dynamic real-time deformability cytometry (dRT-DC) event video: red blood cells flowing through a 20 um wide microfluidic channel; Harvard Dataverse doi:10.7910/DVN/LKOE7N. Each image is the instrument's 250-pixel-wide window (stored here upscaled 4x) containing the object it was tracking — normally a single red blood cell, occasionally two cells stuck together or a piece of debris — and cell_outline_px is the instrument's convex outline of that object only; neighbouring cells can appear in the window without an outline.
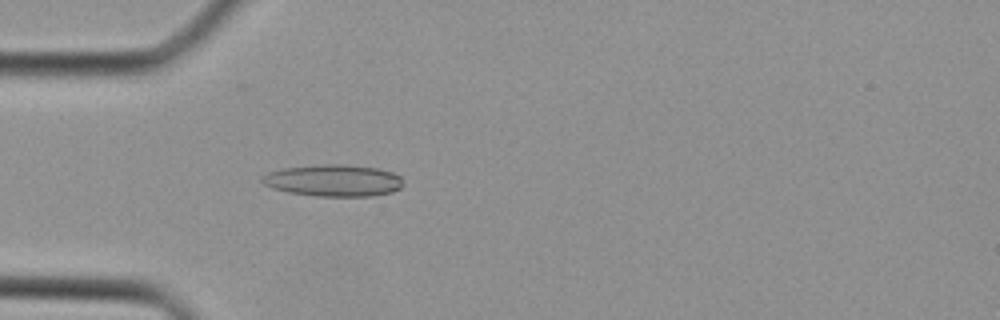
{"species": "Egyptian fruit bat (a non-hibernating species)", "species_latin": "Rousettus aegyptiacus", "temperature_condition": "cold", "stored_images_in_passage": 40, "camera_frame_rate_fps": 3000, "um_per_image_px": 0.085, "animal": {"sex": "female"}, "frame": {"image": 1, "passage_image": 12, "time_ms": 3.667, "image_size_px": [1000, 320], "cell_outline_px": [[404, 184], [400, 188], [392, 192], [372, 196], [320, 196], [288, 192], [272, 188], [264, 184], [260, 180], [260, 176], [268, 172], [284, 168], [324, 164], [348, 164], [380, 168], [392, 172], [400, 176]], "centroid_in_image_um": [28.36, 15.33], "position_along_channel_um": 56.6, "area_um2": 26.36}}
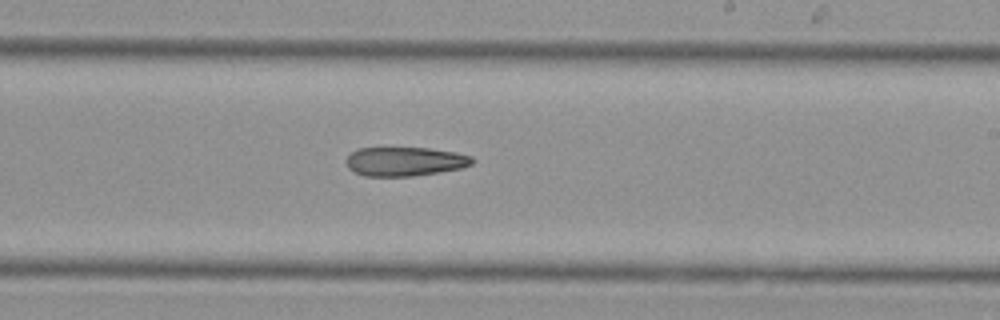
{"frame": {"image": 2, "passage_image": 24, "time_ms": 7.667, "image_size_px": [1000, 320], "cell_outline_px": [[476, 160], [472, 164], [460, 168], [412, 176], [364, 176], [348, 168], [344, 160], [356, 148], [428, 148], [456, 152], [472, 156]], "centroid_in_image_um": [34.4, 13.72], "position_along_channel_um": 254.6, "area_um2": 21.33}}
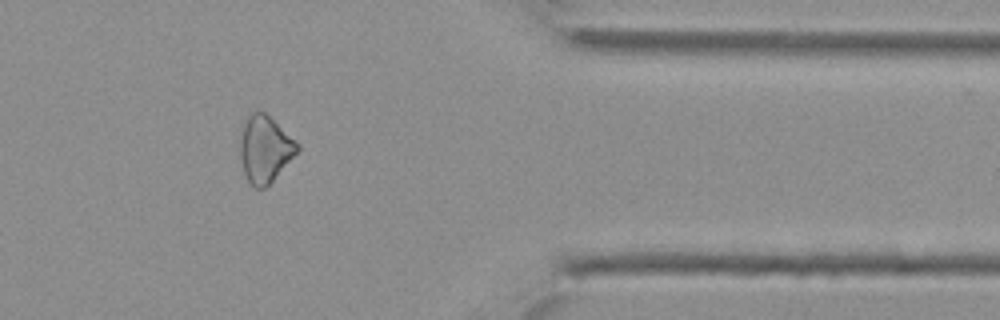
{"frame": {"image": 3, "passage_image": 33, "time_ms": 10.667, "image_size_px": [1000, 320], "cell_outline_px": [[300, 148], [272, 180], [264, 188], [252, 188], [244, 172], [240, 156], [240, 128], [248, 116], [252, 112], [264, 112], [300, 144]], "centroid_in_image_um": [22.48, 12.66], "position_along_channel_um": 388.9, "area_um2": 21.91}}